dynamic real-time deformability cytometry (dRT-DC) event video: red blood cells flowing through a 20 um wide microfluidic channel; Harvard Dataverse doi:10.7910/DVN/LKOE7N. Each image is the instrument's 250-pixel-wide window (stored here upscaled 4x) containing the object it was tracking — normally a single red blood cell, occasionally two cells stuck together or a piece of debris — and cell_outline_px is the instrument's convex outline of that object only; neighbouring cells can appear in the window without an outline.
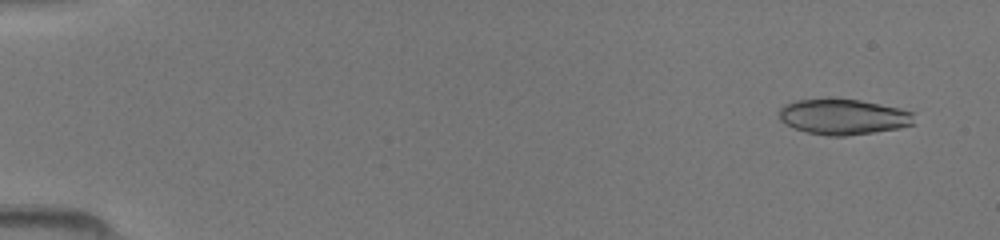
{"species": "common noctule bat (a hibernating species)", "species_latin": "Nyctalus noctula", "temperature_condition": "room temperature", "stored_images_in_passage": 14, "camera_frame_rate_fps": 3000, "um_per_image_px": 0.085, "animal": {"sex": "female", "body_mass_g": 19.5, "forearm_length_mm": 54.1}, "frame": {"image": 1, "passage_image": 3, "time_ms": 0.667, "image_size_px": [1000, 240], "cell_outline_px": [[912, 124], [900, 128], [844, 136], [828, 136], [808, 132], [792, 128], [780, 120], [780, 108], [784, 104], [796, 100], [828, 96], [860, 100], [900, 108], [912, 112]], "centroid_in_image_um": [71.61, 9.89], "position_along_channel_um": 13.4, "area_um2": 28.38}}